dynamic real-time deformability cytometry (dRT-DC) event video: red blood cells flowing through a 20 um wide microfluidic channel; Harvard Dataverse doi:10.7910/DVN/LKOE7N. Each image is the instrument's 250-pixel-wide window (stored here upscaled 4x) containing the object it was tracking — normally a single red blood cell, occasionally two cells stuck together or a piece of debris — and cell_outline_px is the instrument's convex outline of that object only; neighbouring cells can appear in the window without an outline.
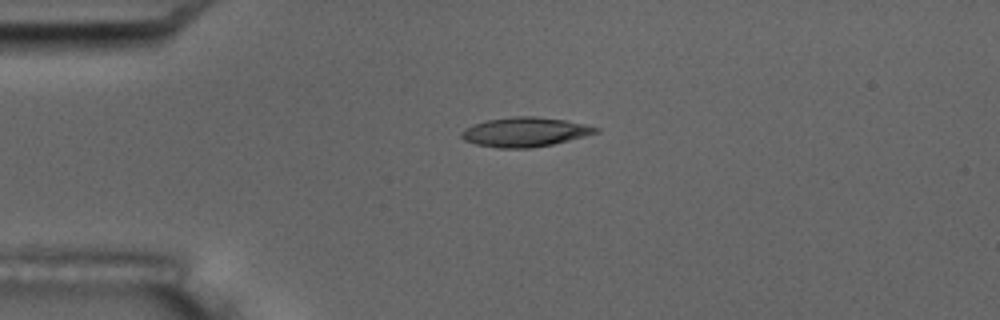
{"species": "common noctule bat (a hibernating species)", "species_latin": "Nyctalus noctula", "temperature_condition": "room temperature", "stored_images_in_passage": 4, "camera_frame_rate_fps": 3000, "um_per_image_px": 0.085, "animal": {"sex": "male", "body_mass_g": 17.5, "forearm_length_mm": 52.3}, "frame": {"image": 1, "passage_image": 3, "time_ms": 2.333, "image_size_px": [1000, 320], "cell_outline_px": [[600, 132], [552, 144], [532, 148], [496, 148], [476, 144], [464, 140], [460, 136], [460, 132], [464, 128], [472, 124], [488, 120], [512, 116], [536, 116], [564, 120], [584, 124], [600, 128]], "centroid_in_image_um": [44.58, 11.22], "position_along_channel_um": 40.4, "area_um2": 23.06}}